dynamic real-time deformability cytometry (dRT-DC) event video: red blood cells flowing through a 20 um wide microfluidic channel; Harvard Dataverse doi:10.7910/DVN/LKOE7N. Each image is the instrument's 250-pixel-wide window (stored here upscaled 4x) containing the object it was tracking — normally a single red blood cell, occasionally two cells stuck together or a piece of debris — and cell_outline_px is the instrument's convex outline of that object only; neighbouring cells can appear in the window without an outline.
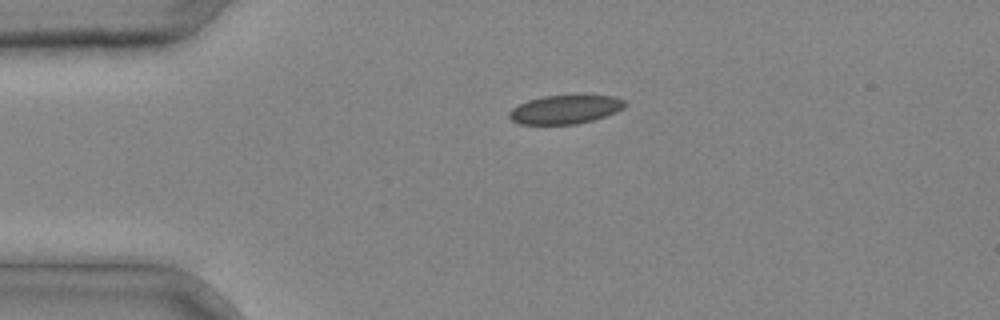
{"species": "common noctule bat (a hibernating species)", "species_latin": "Nyctalus noctula", "temperature_condition": "cold", "stored_images_in_passage": 27, "camera_frame_rate_fps": 3000, "um_per_image_px": 0.085, "animal": {"sex": "male", "body_mass_g": 20.4}, "frame": {"image": 1, "passage_image": 1, "time_ms": 0.0, "image_size_px": [1000, 320], "cell_outline_px": [[628, 104], [624, 108], [616, 112], [592, 120], [576, 124], [520, 124], [512, 120], [508, 116], [508, 112], [512, 108], [528, 100], [544, 96], [616, 96], [624, 100]], "centroid_in_image_um": [48.05, 9.31], "position_along_channel_um": 37.0, "area_um2": 19.19}}
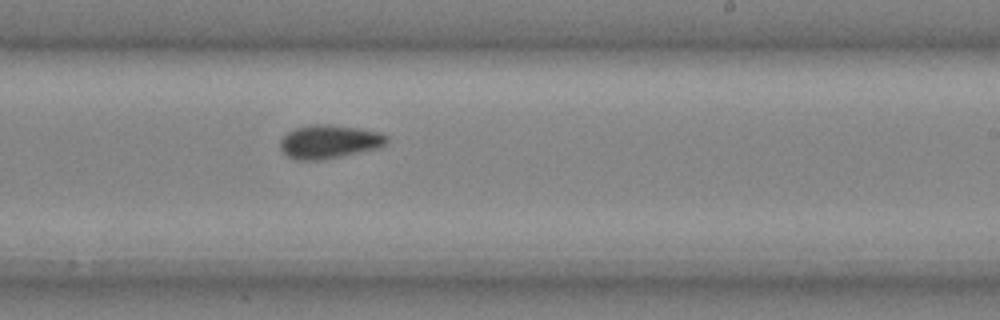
{"frame": {"image": 2, "passage_image": 16, "time_ms": 5.0, "image_size_px": [1000, 320], "cell_outline_px": [[388, 144], [380, 148], [320, 160], [296, 160], [288, 156], [280, 148], [280, 140], [288, 132], [296, 128], [312, 124], [328, 124], [360, 128], [380, 132], [388, 136]], "centroid_in_image_um": [28.02, 12.04], "position_along_channel_um": 261.0, "area_um2": 20.92}}
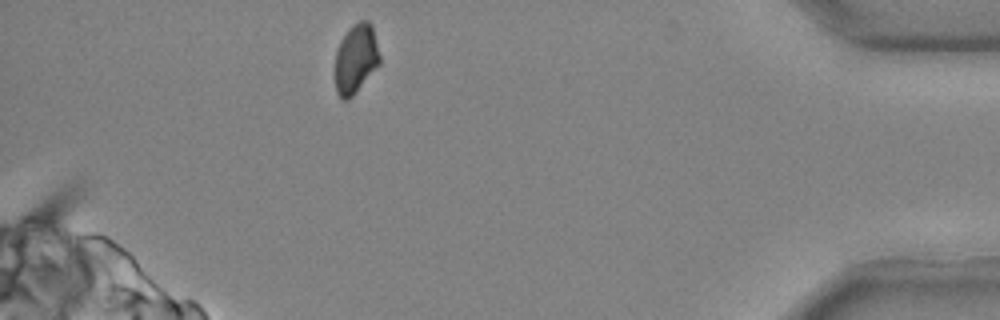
{"frame": {"image": 3, "passage_image": 27, "time_ms": 8.667, "image_size_px": [1000, 320], "cell_outline_px": [[380, 64], [352, 96], [348, 100], [344, 100], [336, 92], [336, 48], [340, 40], [348, 28], [360, 20], [368, 20], [372, 24], [380, 56]], "centroid_in_image_um": [30.25, 4.96], "position_along_channel_um": 404.9, "area_um2": 18.03}}